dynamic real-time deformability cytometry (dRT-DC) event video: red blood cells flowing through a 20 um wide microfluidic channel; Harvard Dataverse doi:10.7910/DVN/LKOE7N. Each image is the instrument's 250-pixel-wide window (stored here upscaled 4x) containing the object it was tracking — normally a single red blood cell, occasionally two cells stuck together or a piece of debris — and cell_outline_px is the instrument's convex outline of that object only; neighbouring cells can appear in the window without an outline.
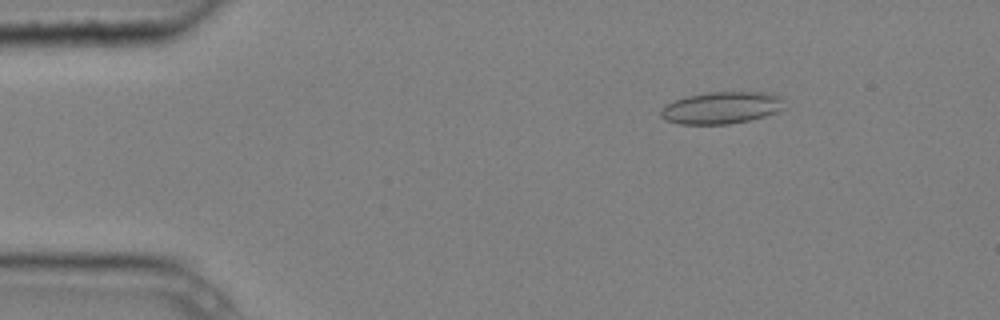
{"species": "common noctule bat (a hibernating species)", "species_latin": "Nyctalus noctula", "temperature_condition": "cold", "stored_images_in_passage": 5, "camera_frame_rate_fps": 3000, "um_per_image_px": 0.085, "animal": {"sex": "male", "body_mass_g": 20.4}, "frame": {"image": 1, "passage_image": 3, "time_ms": 0.667, "image_size_px": [1000, 320], "cell_outline_px": [[784, 108], [776, 112], [764, 116], [748, 120], [728, 124], [680, 124], [664, 120], [660, 116], [660, 108], [684, 96], [708, 92], [772, 92], [780, 96]], "centroid_in_image_um": [61.3, 9.15], "position_along_channel_um": 23.7, "area_um2": 23.12}}
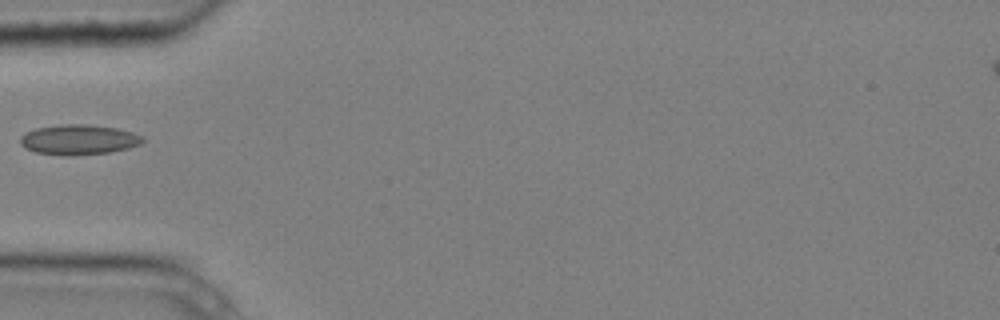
{"frame": {"image": 2, "passage_image": 5, "time_ms": 1.333, "image_size_px": [1000, 320], "cell_outline_px": [[144, 140], [140, 144], [128, 148], [108, 152], [68, 156], [60, 156], [36, 152], [24, 148], [20, 144], [20, 136], [24, 132], [36, 128], [60, 124], [88, 124], [116, 128], [132, 132], [144, 136]], "centroid_in_image_um": [6.65, 11.87], "position_along_channel_um": 78.4, "area_um2": 21.68}}